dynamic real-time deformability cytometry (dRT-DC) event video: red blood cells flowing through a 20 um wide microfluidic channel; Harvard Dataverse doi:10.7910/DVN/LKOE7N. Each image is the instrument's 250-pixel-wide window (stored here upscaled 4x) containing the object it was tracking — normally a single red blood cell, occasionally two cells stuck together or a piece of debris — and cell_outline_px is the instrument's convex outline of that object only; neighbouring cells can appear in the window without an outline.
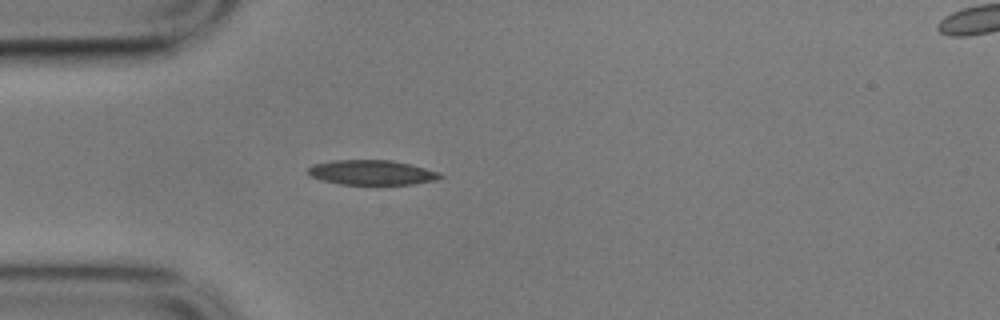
{"species": "common noctule bat (a hibernating species)", "species_latin": "Nyctalus noctula", "temperature_condition": "cold", "stored_images_in_passage": 42, "camera_frame_rate_fps": 3000, "um_per_image_px": 0.085, "animal": {"sex": "male", "body_mass_g": 17.9}, "frame": {"image": 1, "passage_image": 1, "time_ms": 0.0, "image_size_px": [1000, 320], "cell_outline_px": [[444, 176], [436, 180], [412, 184], [340, 184], [320, 180], [312, 176], [308, 172], [308, 168], [312, 164], [332, 160], [392, 160], [412, 164], [440, 172]], "centroid_in_image_um": [31.61, 14.65], "position_along_channel_um": 53.4, "area_um2": 19.19}}
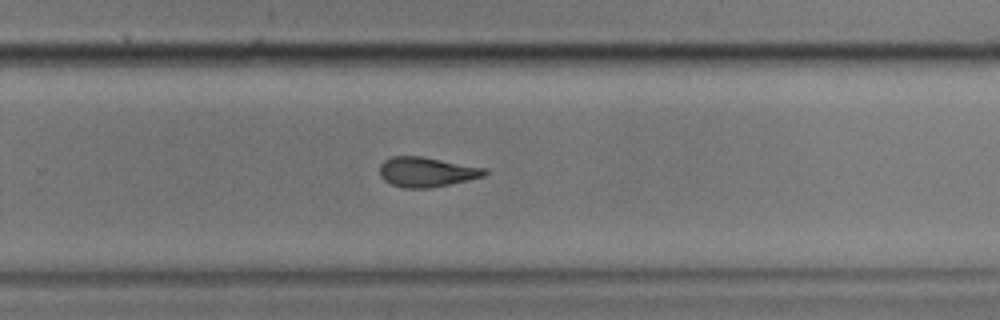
{"frame": {"image": 2, "passage_image": 22, "time_ms": 7.0, "image_size_px": [1000, 320], "cell_outline_px": [[488, 172], [484, 176], [468, 180], [428, 188], [404, 188], [392, 184], [384, 180], [380, 176], [380, 164], [384, 160], [392, 156], [420, 156], [488, 168]], "centroid_in_image_um": [36.26, 14.61], "position_along_channel_um": 293.5, "area_um2": 18.21}}
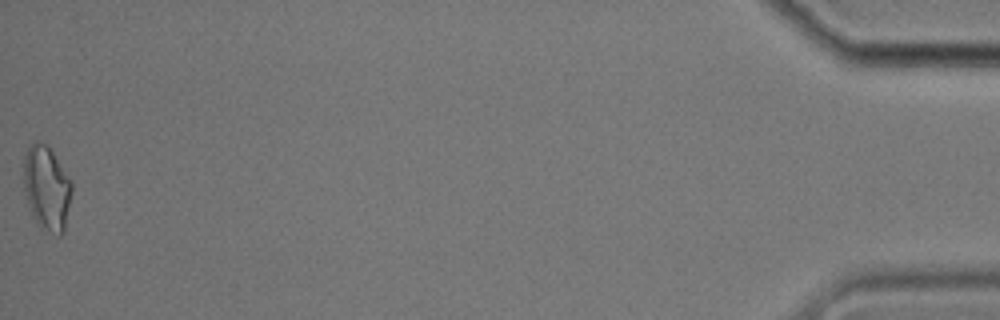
{"frame": {"image": 3, "passage_image": 42, "time_ms": 13.667, "image_size_px": [1000, 320], "cell_outline_px": [[72, 192], [64, 232], [60, 236], [56, 236], [40, 228], [32, 216], [28, 204], [24, 188], [24, 156], [28, 148], [36, 140], [40, 140], [48, 144], [72, 180]], "centroid_in_image_um": [3.99, 15.98], "position_along_channel_um": 431.2, "area_um2": 24.16}, "authors_computed_cell_mechanics": {"area_um2": 18.5538, "velocity_mm_per_s": 3.5171, "shape_relaxation_time_tau1_ms": 6.1866, "shape_relaxation_time_tau2_ms": 2.6018, "deformation_change_tau1": 0.1768, "deformation_change_tau2": 0.1072}}